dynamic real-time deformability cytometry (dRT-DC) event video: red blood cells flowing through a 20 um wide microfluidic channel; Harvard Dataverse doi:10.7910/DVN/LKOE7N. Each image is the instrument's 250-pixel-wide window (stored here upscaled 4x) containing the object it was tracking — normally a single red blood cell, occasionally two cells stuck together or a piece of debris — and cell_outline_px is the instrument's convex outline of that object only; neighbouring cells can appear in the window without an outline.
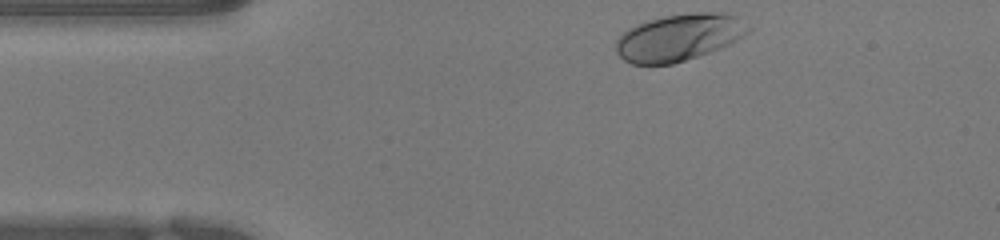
{"species": "human", "species_latin": "Homo sapiens", "temperature_condition": "warm", "stored_images_in_passage": 34, "camera_frame_rate_fps": 3000, "um_per_image_px": 0.085, "donor": {"sex": "female"}, "frame": {"image": 1, "passage_image": 1, "time_ms": 0.0, "image_size_px": [1000, 240], "cell_outline_px": [[752, 28], [748, 32], [736, 40], [728, 44], [708, 52], [672, 64], [632, 64], [624, 60], [616, 52], [616, 40], [628, 28], [636, 24], [648, 20], [664, 16], [696, 12], [728, 12]], "centroid_in_image_um": [57.69, 3.16], "position_along_channel_um": 27.3, "area_um2": 35.84}}
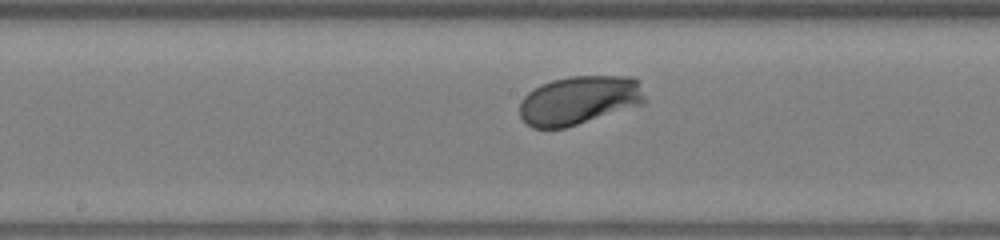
{"frame": {"image": 2, "passage_image": 18, "time_ms": 5.667, "image_size_px": [1000, 240], "cell_outline_px": [[648, 100], [644, 104], [564, 128], [532, 128], [520, 116], [520, 100], [528, 92], [540, 84], [552, 80], [568, 76], [632, 76], [636, 80]], "centroid_in_image_um": [49.23, 8.51], "position_along_channel_um": 199.0, "area_um2": 35.66}}
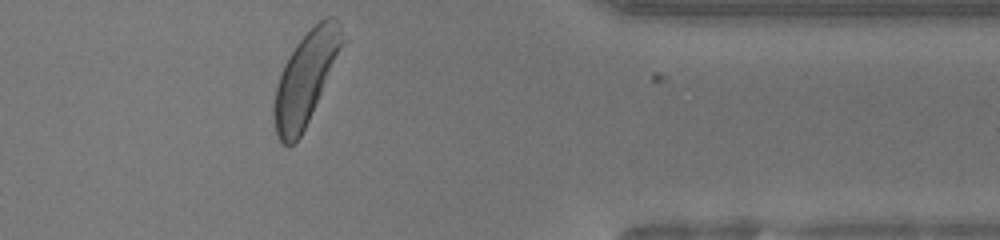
{"frame": {"image": 3, "passage_image": 34, "time_ms": 11.0, "image_size_px": [1000, 240], "cell_outline_px": [[348, 40], [300, 136], [288, 148], [276, 136], [272, 116], [272, 108], [276, 88], [280, 72], [288, 56], [296, 44], [324, 16], [336, 16]], "centroid_in_image_um": [26.01, 6.6], "position_along_channel_um": 385.4, "area_um2": 37.17}, "authors_computed_cell_mechanics": {"area_um2": 35.4314, "velocity_mm_per_s": 3.9115, "shape_relaxation_time_tau1_ms": 1.4563, "shape_relaxation_time_tau2_ms": 5.1387, "deformation_change_tau1": 0.1195, "deformation_change_tau2": 0.1295}}